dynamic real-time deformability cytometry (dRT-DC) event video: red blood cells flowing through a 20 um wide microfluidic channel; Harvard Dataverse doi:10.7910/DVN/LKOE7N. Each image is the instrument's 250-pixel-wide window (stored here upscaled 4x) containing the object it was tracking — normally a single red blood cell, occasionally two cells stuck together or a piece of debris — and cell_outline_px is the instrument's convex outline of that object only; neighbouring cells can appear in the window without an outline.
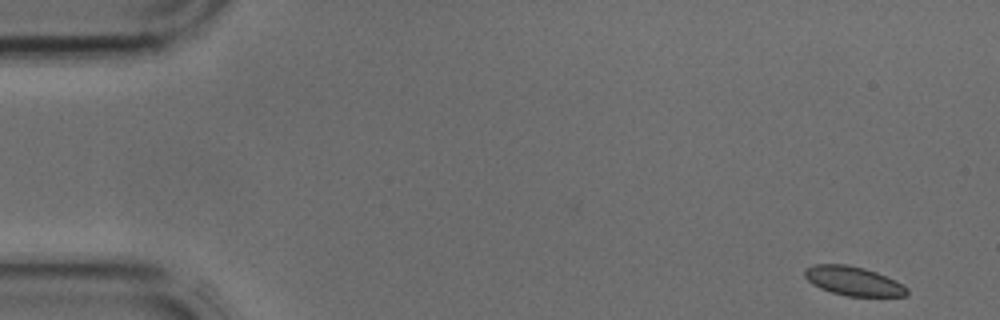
{"species": "common noctule bat (a hibernating species)", "species_latin": "Nyctalus noctula", "temperature_condition": "cold", "stored_images_in_passage": 41, "camera_frame_rate_fps": 3000, "um_per_image_px": 0.085, "animal": {"sex": "male", "body_mass_g": 17.9, "forearm_length_mm": 54.2}, "frame": {"image": 1, "passage_image": 1, "time_ms": 0.0, "image_size_px": [1000, 320], "cell_outline_px": [[908, 296], [848, 296], [832, 292], [820, 288], [812, 284], [804, 276], [804, 268], [816, 264], [848, 264], [864, 268], [876, 272], [908, 288]], "centroid_in_image_um": [72.49, 23.88], "position_along_channel_um": 12.5, "area_um2": 17.17}}
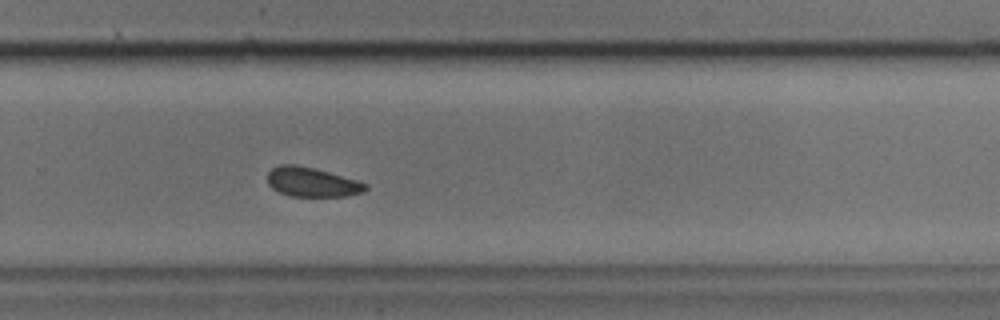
{"frame": {"image": 2, "passage_image": 27, "time_ms": 8.667, "image_size_px": [1000, 320], "cell_outline_px": [[368, 188], [364, 192], [344, 196], [292, 196], [280, 192], [272, 188], [268, 184], [268, 172], [272, 168], [280, 164], [296, 164], [316, 168], [356, 180], [368, 184]], "centroid_in_image_um": [26.51, 15.46], "position_along_channel_um": 303.3, "area_um2": 16.82}}
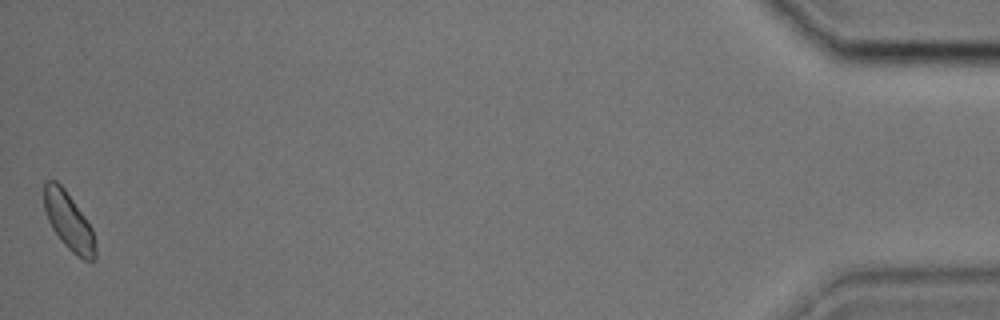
{"frame": {"image": 3, "passage_image": 41, "time_ms": 13.333, "image_size_px": [1000, 320], "cell_outline_px": [[96, 260], [92, 264], [76, 256], [60, 240], [52, 228], [48, 220], [44, 208], [44, 180], [56, 180], [64, 188], [84, 216], [92, 228], [96, 244]], "centroid_in_image_um": [5.86, 18.86], "position_along_channel_um": 429.3, "area_um2": 17.4}}